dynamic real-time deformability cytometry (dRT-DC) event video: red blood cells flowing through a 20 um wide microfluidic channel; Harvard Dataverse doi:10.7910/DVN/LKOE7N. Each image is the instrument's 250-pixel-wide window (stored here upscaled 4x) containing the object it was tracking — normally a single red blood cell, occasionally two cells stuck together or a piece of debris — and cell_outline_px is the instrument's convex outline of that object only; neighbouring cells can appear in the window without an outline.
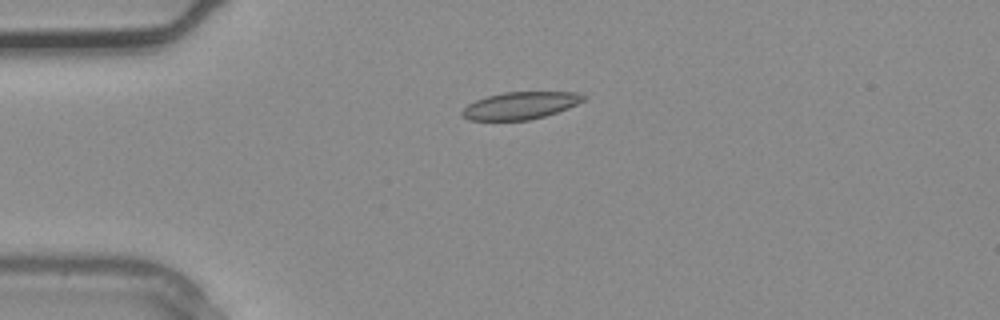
{"species": "common noctule bat (a hibernating species)", "species_latin": "Nyctalus noctula", "temperature_condition": "warm", "stored_images_in_passage": 1, "camera_frame_rate_fps": 3000, "um_per_image_px": 0.085, "animal": {"sex": "male", "body_mass_g": 20.4}, "frame": {"image": 1, "passage_image": 1, "time_ms": 0.0, "image_size_px": [1000, 320], "cell_outline_px": [[588, 96], [584, 100], [568, 108], [544, 116], [528, 120], [468, 120], [460, 116], [460, 112], [468, 104], [476, 100], [488, 96], [504, 92], [580, 92]], "centroid_in_image_um": [44.22, 8.97], "position_along_channel_um": 40.8, "area_um2": 19.31}}